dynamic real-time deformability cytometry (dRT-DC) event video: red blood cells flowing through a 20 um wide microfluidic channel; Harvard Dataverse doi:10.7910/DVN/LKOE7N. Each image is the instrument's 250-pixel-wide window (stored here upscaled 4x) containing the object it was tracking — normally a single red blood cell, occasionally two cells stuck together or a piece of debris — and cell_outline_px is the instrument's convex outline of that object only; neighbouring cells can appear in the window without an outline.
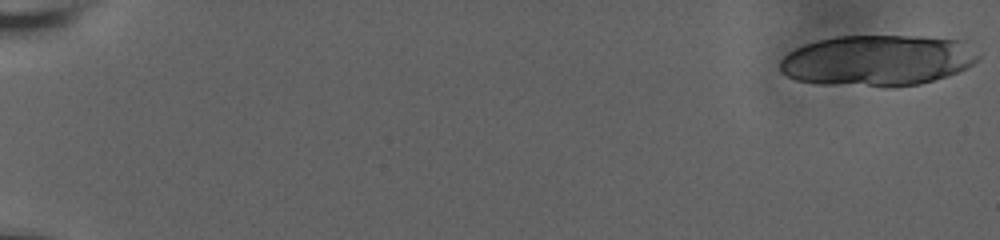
{"species": "human", "species_latin": "Homo sapiens", "temperature_condition": "room temperature", "stored_images_in_passage": 24, "camera_frame_rate_fps": 3000, "um_per_image_px": 0.085, "donor": {"sex": "male"}, "frame": {"image": 1, "passage_image": 1, "time_ms": 0.0, "image_size_px": [1000, 240], "cell_outline_px": [[980, 56], [972, 64], [956, 72], [920, 84], [892, 88], [884, 88], [816, 84], [796, 80], [780, 72], [780, 60], [788, 52], [804, 44], [816, 40], [836, 36], [908, 36], [960, 40]], "centroid_in_image_um": [74.49, 5.16], "position_along_channel_um": 10.5, "area_um2": 59.13}}